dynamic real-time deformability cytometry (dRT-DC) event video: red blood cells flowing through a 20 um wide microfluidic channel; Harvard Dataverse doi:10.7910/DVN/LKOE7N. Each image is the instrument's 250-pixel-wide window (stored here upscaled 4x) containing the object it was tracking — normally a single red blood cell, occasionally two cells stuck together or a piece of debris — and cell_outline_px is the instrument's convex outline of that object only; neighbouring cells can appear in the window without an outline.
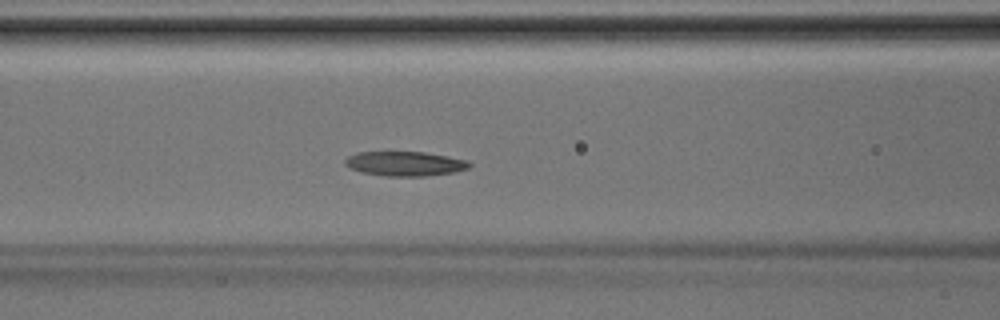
{"species": "Egyptian fruit bat (a non-hibernating species)", "species_latin": "Rousettus aegyptiacus", "temperature_condition": "room temperature", "stored_images_in_passage": 41, "camera_frame_rate_fps": 3000, "um_per_image_px": 0.085, "animal": {"sex": "male"}, "frame": {"image": 1, "passage_image": 17, "time_ms": 5.333, "image_size_px": [1000, 320], "cell_outline_px": [[472, 164], [468, 168], [452, 172], [424, 176], [384, 176], [360, 172], [348, 168], [344, 164], [344, 160], [348, 156], [356, 152], [424, 152], [448, 156], [468, 160]], "centroid_in_image_um": [34.37, 13.91], "position_along_channel_um": 132.2, "area_um2": 17.86}}
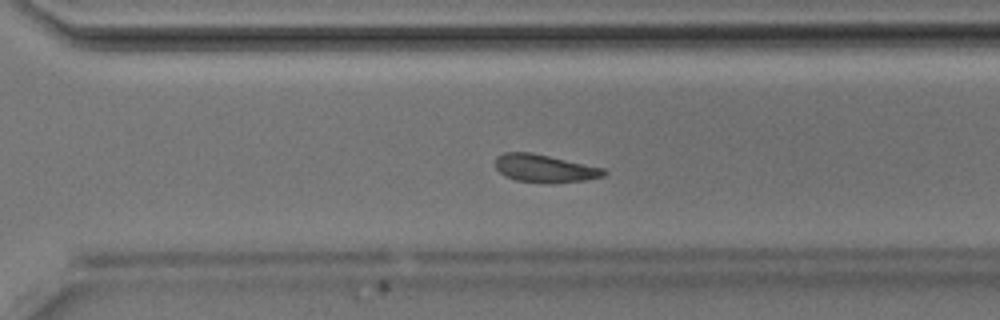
{"frame": {"image": 2, "passage_image": 29, "time_ms": 9.333, "image_size_px": [1000, 320], "cell_outline_px": [[608, 172], [604, 176], [584, 180], [552, 184], [516, 180], [504, 176], [496, 168], [496, 156], [504, 152], [532, 152], [604, 168]], "centroid_in_image_um": [46.3, 14.32], "position_along_channel_um": 324.3, "area_um2": 17.74}}
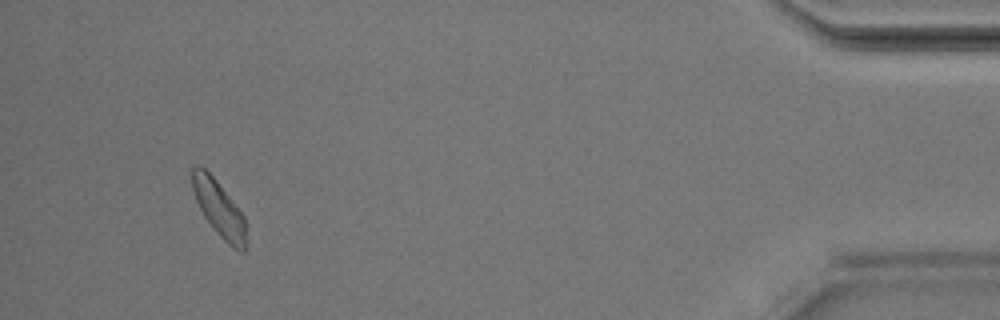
{"frame": {"image": 3, "passage_image": 39, "time_ms": 12.667, "image_size_px": [1000, 320], "cell_outline_px": [[244, 252], [240, 252], [232, 248], [216, 232], [204, 216], [196, 200], [192, 188], [192, 168], [196, 164], [200, 164], [216, 180], [244, 216]], "centroid_in_image_um": [18.57, 17.7], "position_along_channel_um": 416.6, "area_um2": 17.05}}